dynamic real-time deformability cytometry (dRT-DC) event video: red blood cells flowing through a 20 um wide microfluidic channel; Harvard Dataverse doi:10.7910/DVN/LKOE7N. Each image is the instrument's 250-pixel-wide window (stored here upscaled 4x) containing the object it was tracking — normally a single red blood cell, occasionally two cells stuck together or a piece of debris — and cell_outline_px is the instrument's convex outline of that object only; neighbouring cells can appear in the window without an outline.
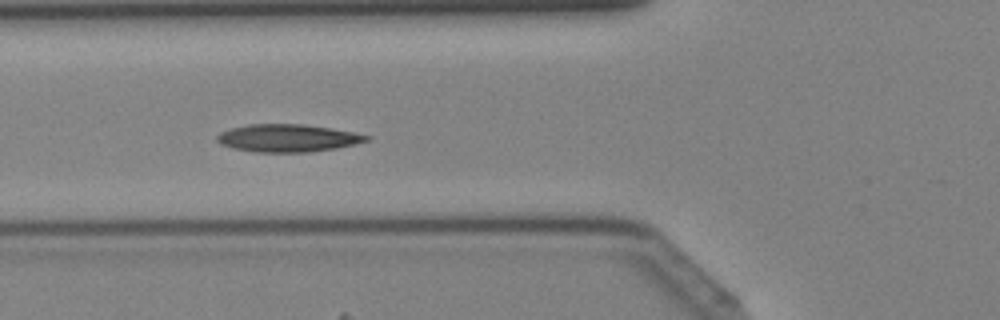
{"species": "Egyptian fruit bat (a non-hibernating species)", "species_latin": "Rousettus aegyptiacus", "temperature_condition": "cold", "stored_images_in_passage": 15, "camera_frame_rate_fps": 3000, "um_per_image_px": 0.085, "animal": {"sex": "female"}, "frame": {"image": 1, "passage_image": 5, "time_ms": 1.333, "image_size_px": [1000, 320], "cell_outline_px": [[372, 136], [368, 140], [336, 148], [308, 152], [252, 152], [232, 148], [220, 144], [216, 140], [216, 136], [220, 132], [232, 128], [248, 124], [304, 124], [352, 132]], "centroid_in_image_um": [24.39, 11.74], "position_along_channel_um": 101.4, "area_um2": 23.93}}